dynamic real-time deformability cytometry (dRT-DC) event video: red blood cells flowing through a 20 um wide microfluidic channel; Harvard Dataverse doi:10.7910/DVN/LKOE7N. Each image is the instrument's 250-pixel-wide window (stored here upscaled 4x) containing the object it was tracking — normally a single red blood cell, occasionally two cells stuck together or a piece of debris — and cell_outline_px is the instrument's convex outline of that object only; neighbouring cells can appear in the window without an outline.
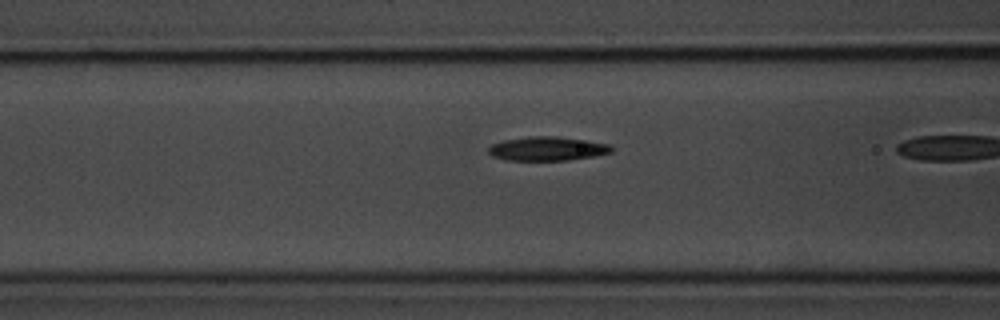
{"species": "common noctule bat (a hibernating species)", "species_latin": "Nyctalus noctula", "temperature_condition": "room temperature", "stored_images_in_passage": 4, "camera_frame_rate_fps": 3000, "um_per_image_px": 0.085, "animal": {"sex": "male", "body_mass_g": 20.1, "forearm_length_mm": 53.5}, "frame": {"image": 1, "passage_image": 3, "time_ms": 0.667, "image_size_px": [1000, 320], "cell_outline_px": [[612, 152], [592, 156], [568, 160], [504, 160], [492, 156], [488, 152], [488, 148], [492, 144], [504, 140], [528, 136], [556, 136], [608, 144], [612, 148]], "centroid_in_image_um": [46.46, 12.64], "position_along_channel_um": 120.1, "area_um2": 16.99}}